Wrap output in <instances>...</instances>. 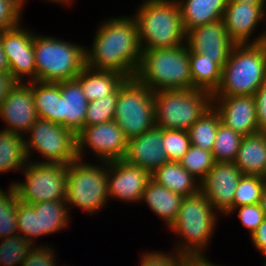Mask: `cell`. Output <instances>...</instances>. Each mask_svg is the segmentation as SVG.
<instances>
[{"mask_svg": "<svg viewBox=\"0 0 266 266\" xmlns=\"http://www.w3.org/2000/svg\"><path fill=\"white\" fill-rule=\"evenodd\" d=\"M102 21L95 31L93 44L85 49L86 66L121 73L135 78L141 62L137 24L134 16H117Z\"/></svg>", "mask_w": 266, "mask_h": 266, "instance_id": "6da1fadb", "label": "cell"}, {"mask_svg": "<svg viewBox=\"0 0 266 266\" xmlns=\"http://www.w3.org/2000/svg\"><path fill=\"white\" fill-rule=\"evenodd\" d=\"M218 217L201 191L184 197L176 220L167 228L178 236L177 239L180 237L173 245L174 252L188 259H206L205 252L215 233Z\"/></svg>", "mask_w": 266, "mask_h": 266, "instance_id": "7a4b0ae2", "label": "cell"}, {"mask_svg": "<svg viewBox=\"0 0 266 266\" xmlns=\"http://www.w3.org/2000/svg\"><path fill=\"white\" fill-rule=\"evenodd\" d=\"M139 4L134 20L142 50L185 44L186 32L176 0H143Z\"/></svg>", "mask_w": 266, "mask_h": 266, "instance_id": "3957f363", "label": "cell"}, {"mask_svg": "<svg viewBox=\"0 0 266 266\" xmlns=\"http://www.w3.org/2000/svg\"><path fill=\"white\" fill-rule=\"evenodd\" d=\"M266 82V42L236 44L222 68L213 96L255 95Z\"/></svg>", "mask_w": 266, "mask_h": 266, "instance_id": "277c9868", "label": "cell"}, {"mask_svg": "<svg viewBox=\"0 0 266 266\" xmlns=\"http://www.w3.org/2000/svg\"><path fill=\"white\" fill-rule=\"evenodd\" d=\"M135 78L152 92L192 89L189 51L179 47L142 50Z\"/></svg>", "mask_w": 266, "mask_h": 266, "instance_id": "5b68a950", "label": "cell"}, {"mask_svg": "<svg viewBox=\"0 0 266 266\" xmlns=\"http://www.w3.org/2000/svg\"><path fill=\"white\" fill-rule=\"evenodd\" d=\"M57 38L34 33L36 81L74 80L86 66V46Z\"/></svg>", "mask_w": 266, "mask_h": 266, "instance_id": "8992f818", "label": "cell"}, {"mask_svg": "<svg viewBox=\"0 0 266 266\" xmlns=\"http://www.w3.org/2000/svg\"><path fill=\"white\" fill-rule=\"evenodd\" d=\"M155 126L188 131L212 107L213 95L202 89H171L153 92Z\"/></svg>", "mask_w": 266, "mask_h": 266, "instance_id": "52a82bcc", "label": "cell"}, {"mask_svg": "<svg viewBox=\"0 0 266 266\" xmlns=\"http://www.w3.org/2000/svg\"><path fill=\"white\" fill-rule=\"evenodd\" d=\"M81 159L72 161L67 168L66 203L78 207L87 214H96L106 207L108 196L107 168L108 162L88 164ZM100 163H102L100 165Z\"/></svg>", "mask_w": 266, "mask_h": 266, "instance_id": "ba28073f", "label": "cell"}, {"mask_svg": "<svg viewBox=\"0 0 266 266\" xmlns=\"http://www.w3.org/2000/svg\"><path fill=\"white\" fill-rule=\"evenodd\" d=\"M114 121L127 140L155 126L153 92L136 78L126 79L118 88Z\"/></svg>", "mask_w": 266, "mask_h": 266, "instance_id": "9c48e42d", "label": "cell"}, {"mask_svg": "<svg viewBox=\"0 0 266 266\" xmlns=\"http://www.w3.org/2000/svg\"><path fill=\"white\" fill-rule=\"evenodd\" d=\"M24 143L28 161L69 165L78 159L76 133L45 119L38 118L35 121L24 135ZM32 151L46 160L40 162L30 159Z\"/></svg>", "mask_w": 266, "mask_h": 266, "instance_id": "30bf717a", "label": "cell"}, {"mask_svg": "<svg viewBox=\"0 0 266 266\" xmlns=\"http://www.w3.org/2000/svg\"><path fill=\"white\" fill-rule=\"evenodd\" d=\"M67 168L65 164H51L28 161L21 170L25 175L22 183L12 182L20 201L37 204L46 201L65 200L67 189Z\"/></svg>", "mask_w": 266, "mask_h": 266, "instance_id": "8fae6325", "label": "cell"}, {"mask_svg": "<svg viewBox=\"0 0 266 266\" xmlns=\"http://www.w3.org/2000/svg\"><path fill=\"white\" fill-rule=\"evenodd\" d=\"M76 140L77 156L81 160L87 148L86 152L90 150L97 162L121 160L126 155L127 139L114 120L83 127L76 134Z\"/></svg>", "mask_w": 266, "mask_h": 266, "instance_id": "7c38bea8", "label": "cell"}, {"mask_svg": "<svg viewBox=\"0 0 266 266\" xmlns=\"http://www.w3.org/2000/svg\"><path fill=\"white\" fill-rule=\"evenodd\" d=\"M0 32V39L3 46L9 72L18 82L36 81V64L34 53V32L21 26ZM28 80V81H27Z\"/></svg>", "mask_w": 266, "mask_h": 266, "instance_id": "4fadbf2b", "label": "cell"}, {"mask_svg": "<svg viewBox=\"0 0 266 266\" xmlns=\"http://www.w3.org/2000/svg\"><path fill=\"white\" fill-rule=\"evenodd\" d=\"M222 21L229 37L236 44H258L266 42V28L262 34H258L256 37L254 36V39L251 37L256 32L257 25L262 21H266V5L228 0Z\"/></svg>", "mask_w": 266, "mask_h": 266, "instance_id": "5bb4252c", "label": "cell"}, {"mask_svg": "<svg viewBox=\"0 0 266 266\" xmlns=\"http://www.w3.org/2000/svg\"><path fill=\"white\" fill-rule=\"evenodd\" d=\"M243 173L233 162H215L200 181V191L214 210L223 216L233 209V199Z\"/></svg>", "mask_w": 266, "mask_h": 266, "instance_id": "9a60e30c", "label": "cell"}, {"mask_svg": "<svg viewBox=\"0 0 266 266\" xmlns=\"http://www.w3.org/2000/svg\"><path fill=\"white\" fill-rule=\"evenodd\" d=\"M185 45L189 53L207 55L209 59H213V62L223 68L236 43L229 37L220 19L186 31Z\"/></svg>", "mask_w": 266, "mask_h": 266, "instance_id": "2e32d148", "label": "cell"}, {"mask_svg": "<svg viewBox=\"0 0 266 266\" xmlns=\"http://www.w3.org/2000/svg\"><path fill=\"white\" fill-rule=\"evenodd\" d=\"M151 179V174L125 160L108 162L107 186L111 198L126 203H140L143 191Z\"/></svg>", "mask_w": 266, "mask_h": 266, "instance_id": "e0dca14e", "label": "cell"}, {"mask_svg": "<svg viewBox=\"0 0 266 266\" xmlns=\"http://www.w3.org/2000/svg\"><path fill=\"white\" fill-rule=\"evenodd\" d=\"M0 118L6 123L3 130L23 136L38 119L33 97V81L18 82L0 106Z\"/></svg>", "mask_w": 266, "mask_h": 266, "instance_id": "ac0fdd59", "label": "cell"}, {"mask_svg": "<svg viewBox=\"0 0 266 266\" xmlns=\"http://www.w3.org/2000/svg\"><path fill=\"white\" fill-rule=\"evenodd\" d=\"M212 106L227 128L243 136L259 132L254 95L213 96Z\"/></svg>", "mask_w": 266, "mask_h": 266, "instance_id": "d6986e66", "label": "cell"}, {"mask_svg": "<svg viewBox=\"0 0 266 266\" xmlns=\"http://www.w3.org/2000/svg\"><path fill=\"white\" fill-rule=\"evenodd\" d=\"M123 160L145 169L150 174L169 162L163 147V129L154 126L147 132L127 140Z\"/></svg>", "mask_w": 266, "mask_h": 266, "instance_id": "ffe728a7", "label": "cell"}, {"mask_svg": "<svg viewBox=\"0 0 266 266\" xmlns=\"http://www.w3.org/2000/svg\"><path fill=\"white\" fill-rule=\"evenodd\" d=\"M60 88L62 126L77 134L84 127L88 100L75 79L61 81Z\"/></svg>", "mask_w": 266, "mask_h": 266, "instance_id": "44dd1931", "label": "cell"}, {"mask_svg": "<svg viewBox=\"0 0 266 266\" xmlns=\"http://www.w3.org/2000/svg\"><path fill=\"white\" fill-rule=\"evenodd\" d=\"M233 163L244 175L264 178L266 174V132L244 136Z\"/></svg>", "mask_w": 266, "mask_h": 266, "instance_id": "7402d4cb", "label": "cell"}, {"mask_svg": "<svg viewBox=\"0 0 266 266\" xmlns=\"http://www.w3.org/2000/svg\"><path fill=\"white\" fill-rule=\"evenodd\" d=\"M127 78L121 73L109 70H96L85 66L76 76L88 102L113 94Z\"/></svg>", "mask_w": 266, "mask_h": 266, "instance_id": "603a6c76", "label": "cell"}, {"mask_svg": "<svg viewBox=\"0 0 266 266\" xmlns=\"http://www.w3.org/2000/svg\"><path fill=\"white\" fill-rule=\"evenodd\" d=\"M183 198L151 178L143 191L141 203H146L149 209L169 228L178 216Z\"/></svg>", "mask_w": 266, "mask_h": 266, "instance_id": "cb8c5ba5", "label": "cell"}, {"mask_svg": "<svg viewBox=\"0 0 266 266\" xmlns=\"http://www.w3.org/2000/svg\"><path fill=\"white\" fill-rule=\"evenodd\" d=\"M179 6L183 28L194 27L222 19L228 0H176Z\"/></svg>", "mask_w": 266, "mask_h": 266, "instance_id": "d4e9b609", "label": "cell"}, {"mask_svg": "<svg viewBox=\"0 0 266 266\" xmlns=\"http://www.w3.org/2000/svg\"><path fill=\"white\" fill-rule=\"evenodd\" d=\"M151 178L183 197L194 195L200 191V181L183 168L180 162L165 163L151 174Z\"/></svg>", "mask_w": 266, "mask_h": 266, "instance_id": "484cf974", "label": "cell"}, {"mask_svg": "<svg viewBox=\"0 0 266 266\" xmlns=\"http://www.w3.org/2000/svg\"><path fill=\"white\" fill-rule=\"evenodd\" d=\"M33 97L38 118L62 125L60 82L33 81Z\"/></svg>", "mask_w": 266, "mask_h": 266, "instance_id": "4316f807", "label": "cell"}, {"mask_svg": "<svg viewBox=\"0 0 266 266\" xmlns=\"http://www.w3.org/2000/svg\"><path fill=\"white\" fill-rule=\"evenodd\" d=\"M38 213V232L51 235L69 226L70 212L65 200L46 201L33 204Z\"/></svg>", "mask_w": 266, "mask_h": 266, "instance_id": "83f0119b", "label": "cell"}, {"mask_svg": "<svg viewBox=\"0 0 266 266\" xmlns=\"http://www.w3.org/2000/svg\"><path fill=\"white\" fill-rule=\"evenodd\" d=\"M192 89H202L212 94L220 86L222 68L213 59L200 53H189Z\"/></svg>", "mask_w": 266, "mask_h": 266, "instance_id": "f1b7e54d", "label": "cell"}, {"mask_svg": "<svg viewBox=\"0 0 266 266\" xmlns=\"http://www.w3.org/2000/svg\"><path fill=\"white\" fill-rule=\"evenodd\" d=\"M0 173L21 171L27 164L24 136L0 129Z\"/></svg>", "mask_w": 266, "mask_h": 266, "instance_id": "f546056e", "label": "cell"}, {"mask_svg": "<svg viewBox=\"0 0 266 266\" xmlns=\"http://www.w3.org/2000/svg\"><path fill=\"white\" fill-rule=\"evenodd\" d=\"M220 124V116L212 106L189 128L191 145L212 152Z\"/></svg>", "mask_w": 266, "mask_h": 266, "instance_id": "4dcf8cb0", "label": "cell"}, {"mask_svg": "<svg viewBox=\"0 0 266 266\" xmlns=\"http://www.w3.org/2000/svg\"><path fill=\"white\" fill-rule=\"evenodd\" d=\"M8 191L0 189V238H8L18 234L17 206L18 197L13 185Z\"/></svg>", "mask_w": 266, "mask_h": 266, "instance_id": "1f68e13d", "label": "cell"}, {"mask_svg": "<svg viewBox=\"0 0 266 266\" xmlns=\"http://www.w3.org/2000/svg\"><path fill=\"white\" fill-rule=\"evenodd\" d=\"M243 137L221 123L212 150L215 162H234Z\"/></svg>", "mask_w": 266, "mask_h": 266, "instance_id": "d6a6232c", "label": "cell"}, {"mask_svg": "<svg viewBox=\"0 0 266 266\" xmlns=\"http://www.w3.org/2000/svg\"><path fill=\"white\" fill-rule=\"evenodd\" d=\"M0 244V266L22 265L28 256L33 244L20 235L10 236L1 240Z\"/></svg>", "mask_w": 266, "mask_h": 266, "instance_id": "836d02e7", "label": "cell"}, {"mask_svg": "<svg viewBox=\"0 0 266 266\" xmlns=\"http://www.w3.org/2000/svg\"><path fill=\"white\" fill-rule=\"evenodd\" d=\"M265 180L259 176L242 175L233 199V208L258 204L265 187Z\"/></svg>", "mask_w": 266, "mask_h": 266, "instance_id": "e575fe53", "label": "cell"}, {"mask_svg": "<svg viewBox=\"0 0 266 266\" xmlns=\"http://www.w3.org/2000/svg\"><path fill=\"white\" fill-rule=\"evenodd\" d=\"M196 179L201 181L215 164L211 151L191 145L188 152L179 161Z\"/></svg>", "mask_w": 266, "mask_h": 266, "instance_id": "d590c367", "label": "cell"}, {"mask_svg": "<svg viewBox=\"0 0 266 266\" xmlns=\"http://www.w3.org/2000/svg\"><path fill=\"white\" fill-rule=\"evenodd\" d=\"M118 89L101 99L88 102L84 127L114 120Z\"/></svg>", "mask_w": 266, "mask_h": 266, "instance_id": "8d00e7d4", "label": "cell"}, {"mask_svg": "<svg viewBox=\"0 0 266 266\" xmlns=\"http://www.w3.org/2000/svg\"><path fill=\"white\" fill-rule=\"evenodd\" d=\"M17 227L18 235L25 237L33 245H38V243L36 244V238L41 236V232H38V213H36L33 205L26 204L19 199L17 206Z\"/></svg>", "mask_w": 266, "mask_h": 266, "instance_id": "74e56055", "label": "cell"}, {"mask_svg": "<svg viewBox=\"0 0 266 266\" xmlns=\"http://www.w3.org/2000/svg\"><path fill=\"white\" fill-rule=\"evenodd\" d=\"M190 146L188 131L163 129V147L169 161L179 162Z\"/></svg>", "mask_w": 266, "mask_h": 266, "instance_id": "f35d334b", "label": "cell"}, {"mask_svg": "<svg viewBox=\"0 0 266 266\" xmlns=\"http://www.w3.org/2000/svg\"><path fill=\"white\" fill-rule=\"evenodd\" d=\"M187 257L176 252L146 251L143 252L140 260V266H184Z\"/></svg>", "mask_w": 266, "mask_h": 266, "instance_id": "ab89813d", "label": "cell"}, {"mask_svg": "<svg viewBox=\"0 0 266 266\" xmlns=\"http://www.w3.org/2000/svg\"><path fill=\"white\" fill-rule=\"evenodd\" d=\"M236 211H238L237 214L239 220L242 225L248 229L250 236L265 219L264 212L259 203L235 207L227 215L229 216L236 213Z\"/></svg>", "mask_w": 266, "mask_h": 266, "instance_id": "60d3db41", "label": "cell"}, {"mask_svg": "<svg viewBox=\"0 0 266 266\" xmlns=\"http://www.w3.org/2000/svg\"><path fill=\"white\" fill-rule=\"evenodd\" d=\"M50 245H34L21 266H57L54 248Z\"/></svg>", "mask_w": 266, "mask_h": 266, "instance_id": "b9f144b4", "label": "cell"}, {"mask_svg": "<svg viewBox=\"0 0 266 266\" xmlns=\"http://www.w3.org/2000/svg\"><path fill=\"white\" fill-rule=\"evenodd\" d=\"M22 9L12 0H0V32L21 23Z\"/></svg>", "mask_w": 266, "mask_h": 266, "instance_id": "7bdbcfd3", "label": "cell"}, {"mask_svg": "<svg viewBox=\"0 0 266 266\" xmlns=\"http://www.w3.org/2000/svg\"><path fill=\"white\" fill-rule=\"evenodd\" d=\"M254 96L259 132H266V82L256 91Z\"/></svg>", "mask_w": 266, "mask_h": 266, "instance_id": "ee69618b", "label": "cell"}, {"mask_svg": "<svg viewBox=\"0 0 266 266\" xmlns=\"http://www.w3.org/2000/svg\"><path fill=\"white\" fill-rule=\"evenodd\" d=\"M250 238L255 248L264 256V260H266V218L253 234H251Z\"/></svg>", "mask_w": 266, "mask_h": 266, "instance_id": "f6af8a7d", "label": "cell"}, {"mask_svg": "<svg viewBox=\"0 0 266 266\" xmlns=\"http://www.w3.org/2000/svg\"><path fill=\"white\" fill-rule=\"evenodd\" d=\"M17 83L18 81L10 72H0V106Z\"/></svg>", "mask_w": 266, "mask_h": 266, "instance_id": "bcb514c9", "label": "cell"}, {"mask_svg": "<svg viewBox=\"0 0 266 266\" xmlns=\"http://www.w3.org/2000/svg\"><path fill=\"white\" fill-rule=\"evenodd\" d=\"M184 266H221L206 259H188ZM223 266V265H222Z\"/></svg>", "mask_w": 266, "mask_h": 266, "instance_id": "7dc6e473", "label": "cell"}, {"mask_svg": "<svg viewBox=\"0 0 266 266\" xmlns=\"http://www.w3.org/2000/svg\"><path fill=\"white\" fill-rule=\"evenodd\" d=\"M0 72H9V66L0 39Z\"/></svg>", "mask_w": 266, "mask_h": 266, "instance_id": "c3c4849f", "label": "cell"}, {"mask_svg": "<svg viewBox=\"0 0 266 266\" xmlns=\"http://www.w3.org/2000/svg\"><path fill=\"white\" fill-rule=\"evenodd\" d=\"M259 205L261 206L262 211L264 212V215H265V218H266V184H265V187H264V189L262 191V195H261V198H260Z\"/></svg>", "mask_w": 266, "mask_h": 266, "instance_id": "681fc988", "label": "cell"}, {"mask_svg": "<svg viewBox=\"0 0 266 266\" xmlns=\"http://www.w3.org/2000/svg\"><path fill=\"white\" fill-rule=\"evenodd\" d=\"M236 2L248 3V4H260L266 5L265 0H234Z\"/></svg>", "mask_w": 266, "mask_h": 266, "instance_id": "f907efd6", "label": "cell"}, {"mask_svg": "<svg viewBox=\"0 0 266 266\" xmlns=\"http://www.w3.org/2000/svg\"><path fill=\"white\" fill-rule=\"evenodd\" d=\"M43 1H44V0H43ZM45 1H47V2L50 1L51 3L54 2V3L62 4V5H64V6L67 5V4L69 5V4L74 3V2H73L74 0H45ZM71 2H72V3H71Z\"/></svg>", "mask_w": 266, "mask_h": 266, "instance_id": "816d5d0a", "label": "cell"}, {"mask_svg": "<svg viewBox=\"0 0 266 266\" xmlns=\"http://www.w3.org/2000/svg\"><path fill=\"white\" fill-rule=\"evenodd\" d=\"M14 1L21 9H24V4L26 3V0H12Z\"/></svg>", "mask_w": 266, "mask_h": 266, "instance_id": "f5cc1de1", "label": "cell"}]
</instances>
